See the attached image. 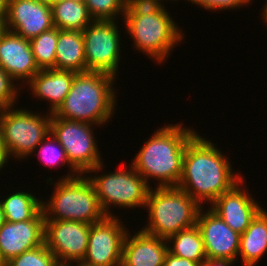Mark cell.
Masks as SVG:
<instances>
[{"label": "cell", "instance_id": "cell-1", "mask_svg": "<svg viewBox=\"0 0 267 266\" xmlns=\"http://www.w3.org/2000/svg\"><path fill=\"white\" fill-rule=\"evenodd\" d=\"M228 159L210 140L196 134L186 145L177 187L200 206L204 201L212 204L243 179L238 173L233 175Z\"/></svg>", "mask_w": 267, "mask_h": 266}, {"label": "cell", "instance_id": "cell-2", "mask_svg": "<svg viewBox=\"0 0 267 266\" xmlns=\"http://www.w3.org/2000/svg\"><path fill=\"white\" fill-rule=\"evenodd\" d=\"M183 126L182 123L168 124L157 129L137 153L132 165L148 185L150 177L159 180L157 187L179 184L186 145L197 134Z\"/></svg>", "mask_w": 267, "mask_h": 266}, {"label": "cell", "instance_id": "cell-3", "mask_svg": "<svg viewBox=\"0 0 267 266\" xmlns=\"http://www.w3.org/2000/svg\"><path fill=\"white\" fill-rule=\"evenodd\" d=\"M115 78L99 71L76 73L69 93L53 114L95 126L105 125L116 109L117 98L112 85Z\"/></svg>", "mask_w": 267, "mask_h": 266}, {"label": "cell", "instance_id": "cell-4", "mask_svg": "<svg viewBox=\"0 0 267 266\" xmlns=\"http://www.w3.org/2000/svg\"><path fill=\"white\" fill-rule=\"evenodd\" d=\"M124 20L134 41L133 48L143 51L156 62H163L174 46L184 39V33L178 29L164 4L127 3Z\"/></svg>", "mask_w": 267, "mask_h": 266}, {"label": "cell", "instance_id": "cell-5", "mask_svg": "<svg viewBox=\"0 0 267 266\" xmlns=\"http://www.w3.org/2000/svg\"><path fill=\"white\" fill-rule=\"evenodd\" d=\"M70 173L59 178L50 199L42 202L45 220L100 222L106 214L100 207L93 184L86 174Z\"/></svg>", "mask_w": 267, "mask_h": 266}, {"label": "cell", "instance_id": "cell-6", "mask_svg": "<svg viewBox=\"0 0 267 266\" xmlns=\"http://www.w3.org/2000/svg\"><path fill=\"white\" fill-rule=\"evenodd\" d=\"M146 207L150 221L141 230L166 240L196 225L198 213L203 208L178 187H156V190L151 187Z\"/></svg>", "mask_w": 267, "mask_h": 266}, {"label": "cell", "instance_id": "cell-7", "mask_svg": "<svg viewBox=\"0 0 267 266\" xmlns=\"http://www.w3.org/2000/svg\"><path fill=\"white\" fill-rule=\"evenodd\" d=\"M39 115L12 106L1 108V138L9 158L15 155L14 158L25 159L32 155L50 132L52 113L46 117Z\"/></svg>", "mask_w": 267, "mask_h": 266}, {"label": "cell", "instance_id": "cell-8", "mask_svg": "<svg viewBox=\"0 0 267 266\" xmlns=\"http://www.w3.org/2000/svg\"><path fill=\"white\" fill-rule=\"evenodd\" d=\"M94 124L67 120L52 113L50 132L66 151L70 164L80 173H95L103 163L94 137Z\"/></svg>", "mask_w": 267, "mask_h": 266}, {"label": "cell", "instance_id": "cell-9", "mask_svg": "<svg viewBox=\"0 0 267 266\" xmlns=\"http://www.w3.org/2000/svg\"><path fill=\"white\" fill-rule=\"evenodd\" d=\"M113 173L89 175L93 184L100 207L106 216H115L109 210L112 205L123 208L145 207L151 188L146 180L134 169L133 165Z\"/></svg>", "mask_w": 267, "mask_h": 266}, {"label": "cell", "instance_id": "cell-10", "mask_svg": "<svg viewBox=\"0 0 267 266\" xmlns=\"http://www.w3.org/2000/svg\"><path fill=\"white\" fill-rule=\"evenodd\" d=\"M114 20H93L83 31L86 71L117 75L121 42Z\"/></svg>", "mask_w": 267, "mask_h": 266}, {"label": "cell", "instance_id": "cell-11", "mask_svg": "<svg viewBox=\"0 0 267 266\" xmlns=\"http://www.w3.org/2000/svg\"><path fill=\"white\" fill-rule=\"evenodd\" d=\"M116 216L90 225L84 262L93 266H121L126 227Z\"/></svg>", "mask_w": 267, "mask_h": 266}, {"label": "cell", "instance_id": "cell-12", "mask_svg": "<svg viewBox=\"0 0 267 266\" xmlns=\"http://www.w3.org/2000/svg\"><path fill=\"white\" fill-rule=\"evenodd\" d=\"M90 225L78 221L45 220L44 243L57 262L74 263L84 259Z\"/></svg>", "mask_w": 267, "mask_h": 266}, {"label": "cell", "instance_id": "cell-13", "mask_svg": "<svg viewBox=\"0 0 267 266\" xmlns=\"http://www.w3.org/2000/svg\"><path fill=\"white\" fill-rule=\"evenodd\" d=\"M54 27L51 5L41 0H7L6 28L31 40Z\"/></svg>", "mask_w": 267, "mask_h": 266}, {"label": "cell", "instance_id": "cell-14", "mask_svg": "<svg viewBox=\"0 0 267 266\" xmlns=\"http://www.w3.org/2000/svg\"><path fill=\"white\" fill-rule=\"evenodd\" d=\"M197 217L207 258L228 259L236 262L239 254L240 234L231 229L215 212L208 209Z\"/></svg>", "mask_w": 267, "mask_h": 266}, {"label": "cell", "instance_id": "cell-15", "mask_svg": "<svg viewBox=\"0 0 267 266\" xmlns=\"http://www.w3.org/2000/svg\"><path fill=\"white\" fill-rule=\"evenodd\" d=\"M45 216L43 210L31 220L7 221L0 227V256L6 264L27 250L44 244Z\"/></svg>", "mask_w": 267, "mask_h": 266}, {"label": "cell", "instance_id": "cell-16", "mask_svg": "<svg viewBox=\"0 0 267 266\" xmlns=\"http://www.w3.org/2000/svg\"><path fill=\"white\" fill-rule=\"evenodd\" d=\"M244 182L243 178L210 205V209L239 234L244 233L251 221L263 209L248 191L242 189Z\"/></svg>", "mask_w": 267, "mask_h": 266}, {"label": "cell", "instance_id": "cell-17", "mask_svg": "<svg viewBox=\"0 0 267 266\" xmlns=\"http://www.w3.org/2000/svg\"><path fill=\"white\" fill-rule=\"evenodd\" d=\"M0 67L14 80L29 82L39 71L29 40L6 30L0 37Z\"/></svg>", "mask_w": 267, "mask_h": 266}, {"label": "cell", "instance_id": "cell-18", "mask_svg": "<svg viewBox=\"0 0 267 266\" xmlns=\"http://www.w3.org/2000/svg\"><path fill=\"white\" fill-rule=\"evenodd\" d=\"M123 242L121 266H163L168 252L166 239L150 235L141 229Z\"/></svg>", "mask_w": 267, "mask_h": 266}, {"label": "cell", "instance_id": "cell-19", "mask_svg": "<svg viewBox=\"0 0 267 266\" xmlns=\"http://www.w3.org/2000/svg\"><path fill=\"white\" fill-rule=\"evenodd\" d=\"M76 72L71 70H40L28 83L32 95L50 102L49 113H54L65 100Z\"/></svg>", "mask_w": 267, "mask_h": 266}, {"label": "cell", "instance_id": "cell-20", "mask_svg": "<svg viewBox=\"0 0 267 266\" xmlns=\"http://www.w3.org/2000/svg\"><path fill=\"white\" fill-rule=\"evenodd\" d=\"M55 69L85 72V47L81 31L59 30Z\"/></svg>", "mask_w": 267, "mask_h": 266}, {"label": "cell", "instance_id": "cell-21", "mask_svg": "<svg viewBox=\"0 0 267 266\" xmlns=\"http://www.w3.org/2000/svg\"><path fill=\"white\" fill-rule=\"evenodd\" d=\"M267 252V211L262 209L240 234L239 256L244 266H255Z\"/></svg>", "mask_w": 267, "mask_h": 266}, {"label": "cell", "instance_id": "cell-22", "mask_svg": "<svg viewBox=\"0 0 267 266\" xmlns=\"http://www.w3.org/2000/svg\"><path fill=\"white\" fill-rule=\"evenodd\" d=\"M52 20L59 30L83 31L92 21L83 0H62L51 5Z\"/></svg>", "mask_w": 267, "mask_h": 266}, {"label": "cell", "instance_id": "cell-23", "mask_svg": "<svg viewBox=\"0 0 267 266\" xmlns=\"http://www.w3.org/2000/svg\"><path fill=\"white\" fill-rule=\"evenodd\" d=\"M167 243L168 252L174 256L189 259L201 264L207 257L204 250L203 238L197 225L179 231L170 236Z\"/></svg>", "mask_w": 267, "mask_h": 266}, {"label": "cell", "instance_id": "cell-24", "mask_svg": "<svg viewBox=\"0 0 267 266\" xmlns=\"http://www.w3.org/2000/svg\"><path fill=\"white\" fill-rule=\"evenodd\" d=\"M42 202L29 192H15L0 201L6 221L21 222L34 219L42 211Z\"/></svg>", "mask_w": 267, "mask_h": 266}, {"label": "cell", "instance_id": "cell-25", "mask_svg": "<svg viewBox=\"0 0 267 266\" xmlns=\"http://www.w3.org/2000/svg\"><path fill=\"white\" fill-rule=\"evenodd\" d=\"M58 28L41 33L29 41L36 64L40 70L55 68Z\"/></svg>", "mask_w": 267, "mask_h": 266}, {"label": "cell", "instance_id": "cell-26", "mask_svg": "<svg viewBox=\"0 0 267 266\" xmlns=\"http://www.w3.org/2000/svg\"><path fill=\"white\" fill-rule=\"evenodd\" d=\"M36 149L39 150V158H41L43 163L45 162V165H52V167H54L55 165H59L61 162V165L68 163L67 166L71 167L73 174L80 175V173L70 164L66 155V151L51 132L47 134V136L41 141L35 150Z\"/></svg>", "mask_w": 267, "mask_h": 266}, {"label": "cell", "instance_id": "cell-27", "mask_svg": "<svg viewBox=\"0 0 267 266\" xmlns=\"http://www.w3.org/2000/svg\"><path fill=\"white\" fill-rule=\"evenodd\" d=\"M93 20H114L126 11L128 0H83Z\"/></svg>", "mask_w": 267, "mask_h": 266}, {"label": "cell", "instance_id": "cell-28", "mask_svg": "<svg viewBox=\"0 0 267 266\" xmlns=\"http://www.w3.org/2000/svg\"><path fill=\"white\" fill-rule=\"evenodd\" d=\"M57 260L44 243L12 258L6 266H55Z\"/></svg>", "mask_w": 267, "mask_h": 266}, {"label": "cell", "instance_id": "cell-29", "mask_svg": "<svg viewBox=\"0 0 267 266\" xmlns=\"http://www.w3.org/2000/svg\"><path fill=\"white\" fill-rule=\"evenodd\" d=\"M15 80L0 67V108L14 106L17 100L18 90Z\"/></svg>", "mask_w": 267, "mask_h": 266}, {"label": "cell", "instance_id": "cell-30", "mask_svg": "<svg viewBox=\"0 0 267 266\" xmlns=\"http://www.w3.org/2000/svg\"><path fill=\"white\" fill-rule=\"evenodd\" d=\"M192 4H198L203 7L205 10H229L233 8H238L240 6H244L245 4L249 5L252 0H187Z\"/></svg>", "mask_w": 267, "mask_h": 266}, {"label": "cell", "instance_id": "cell-31", "mask_svg": "<svg viewBox=\"0 0 267 266\" xmlns=\"http://www.w3.org/2000/svg\"><path fill=\"white\" fill-rule=\"evenodd\" d=\"M163 266H200V264L189 259L174 256L167 252Z\"/></svg>", "mask_w": 267, "mask_h": 266}, {"label": "cell", "instance_id": "cell-32", "mask_svg": "<svg viewBox=\"0 0 267 266\" xmlns=\"http://www.w3.org/2000/svg\"><path fill=\"white\" fill-rule=\"evenodd\" d=\"M234 261L228 259L206 258L200 266H230Z\"/></svg>", "mask_w": 267, "mask_h": 266}, {"label": "cell", "instance_id": "cell-33", "mask_svg": "<svg viewBox=\"0 0 267 266\" xmlns=\"http://www.w3.org/2000/svg\"><path fill=\"white\" fill-rule=\"evenodd\" d=\"M10 159L7 151L4 147V143L2 141V139H0V170L4 167V165H6V163L8 162L7 160Z\"/></svg>", "mask_w": 267, "mask_h": 266}, {"label": "cell", "instance_id": "cell-34", "mask_svg": "<svg viewBox=\"0 0 267 266\" xmlns=\"http://www.w3.org/2000/svg\"><path fill=\"white\" fill-rule=\"evenodd\" d=\"M161 2L163 4V0H128V3H136V4H161Z\"/></svg>", "mask_w": 267, "mask_h": 266}, {"label": "cell", "instance_id": "cell-35", "mask_svg": "<svg viewBox=\"0 0 267 266\" xmlns=\"http://www.w3.org/2000/svg\"><path fill=\"white\" fill-rule=\"evenodd\" d=\"M6 16L7 15H0V37L7 30V28H6Z\"/></svg>", "mask_w": 267, "mask_h": 266}, {"label": "cell", "instance_id": "cell-36", "mask_svg": "<svg viewBox=\"0 0 267 266\" xmlns=\"http://www.w3.org/2000/svg\"><path fill=\"white\" fill-rule=\"evenodd\" d=\"M0 15H7V0H0Z\"/></svg>", "mask_w": 267, "mask_h": 266}, {"label": "cell", "instance_id": "cell-37", "mask_svg": "<svg viewBox=\"0 0 267 266\" xmlns=\"http://www.w3.org/2000/svg\"><path fill=\"white\" fill-rule=\"evenodd\" d=\"M7 221H6V216L2 210V207L0 205V227L5 224Z\"/></svg>", "mask_w": 267, "mask_h": 266}, {"label": "cell", "instance_id": "cell-38", "mask_svg": "<svg viewBox=\"0 0 267 266\" xmlns=\"http://www.w3.org/2000/svg\"><path fill=\"white\" fill-rule=\"evenodd\" d=\"M75 263H77L76 266H93L91 264L84 262L83 260L82 261H75ZM71 266H74V265H71Z\"/></svg>", "mask_w": 267, "mask_h": 266}, {"label": "cell", "instance_id": "cell-39", "mask_svg": "<svg viewBox=\"0 0 267 266\" xmlns=\"http://www.w3.org/2000/svg\"><path fill=\"white\" fill-rule=\"evenodd\" d=\"M267 3V2H266ZM266 6L263 7V19H264V22L266 23L267 22V4H265ZM267 24V23H266Z\"/></svg>", "mask_w": 267, "mask_h": 266}, {"label": "cell", "instance_id": "cell-40", "mask_svg": "<svg viewBox=\"0 0 267 266\" xmlns=\"http://www.w3.org/2000/svg\"><path fill=\"white\" fill-rule=\"evenodd\" d=\"M44 1L45 3H48L49 5H52L55 2L62 1V0H41Z\"/></svg>", "mask_w": 267, "mask_h": 266}, {"label": "cell", "instance_id": "cell-41", "mask_svg": "<svg viewBox=\"0 0 267 266\" xmlns=\"http://www.w3.org/2000/svg\"><path fill=\"white\" fill-rule=\"evenodd\" d=\"M55 266H71V262L70 263H60V262H57Z\"/></svg>", "mask_w": 267, "mask_h": 266}, {"label": "cell", "instance_id": "cell-42", "mask_svg": "<svg viewBox=\"0 0 267 266\" xmlns=\"http://www.w3.org/2000/svg\"><path fill=\"white\" fill-rule=\"evenodd\" d=\"M0 266H6V264L3 262L1 256H0Z\"/></svg>", "mask_w": 267, "mask_h": 266}, {"label": "cell", "instance_id": "cell-43", "mask_svg": "<svg viewBox=\"0 0 267 266\" xmlns=\"http://www.w3.org/2000/svg\"><path fill=\"white\" fill-rule=\"evenodd\" d=\"M0 139H2L1 138V108H0Z\"/></svg>", "mask_w": 267, "mask_h": 266}]
</instances>
